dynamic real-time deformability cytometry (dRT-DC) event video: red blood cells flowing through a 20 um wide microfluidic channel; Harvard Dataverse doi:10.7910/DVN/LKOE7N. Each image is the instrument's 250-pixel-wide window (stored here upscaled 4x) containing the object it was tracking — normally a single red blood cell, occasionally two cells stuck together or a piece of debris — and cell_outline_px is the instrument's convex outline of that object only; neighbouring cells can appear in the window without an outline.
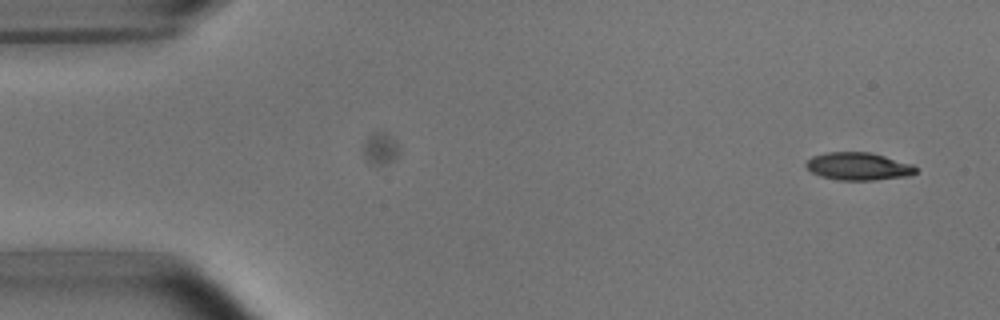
{"species": "common noctule bat (a hibernating species)", "species_latin": "Nyctalus noctula", "temperature_condition": "room temperature", "stored_images_in_passage": 4, "camera_frame_rate_fps": 3000, "um_per_image_px": 0.085, "animal": {"sex": "male", "body_mass_g": 15.6}, "frame": {"image": 1, "passage_image": 4, "time_ms": 3.667, "image_size_px": [1000, 320], "cell_outline_px": [[916, 172], [908, 176], [872, 180], [840, 180], [820, 176], [812, 172], [804, 164], [812, 156], [828, 152], [872, 152], [912, 164], [916, 168]], "centroid_in_image_um": [72.95, 14.13], "position_along_channel_um": 12.0, "area_um2": 17.63}}